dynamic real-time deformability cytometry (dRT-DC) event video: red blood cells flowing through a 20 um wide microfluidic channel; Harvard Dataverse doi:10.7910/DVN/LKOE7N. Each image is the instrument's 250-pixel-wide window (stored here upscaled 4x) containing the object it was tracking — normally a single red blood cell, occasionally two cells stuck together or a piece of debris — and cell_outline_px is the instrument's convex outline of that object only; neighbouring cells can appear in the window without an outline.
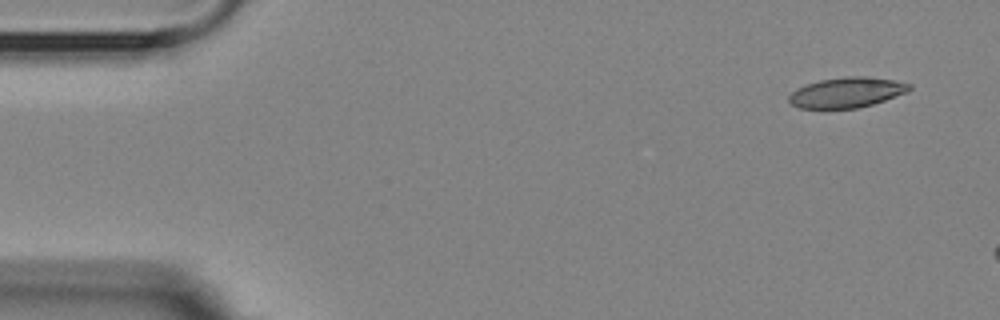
{"species": "Egyptian fruit bat (a non-hibernating species)", "species_latin": "Rousettus aegyptiacus", "temperature_condition": "room temperature", "stored_images_in_passage": 4, "camera_frame_rate_fps": 3000, "um_per_image_px": 0.085, "animal": {"sex": "female"}, "frame": {"image": 1, "passage_image": 1, "time_ms": 0.0, "image_size_px": [1000, 320], "cell_outline_px": [[912, 88], [908, 92], [872, 104], [856, 108], [800, 108], [792, 104], [788, 100], [788, 96], [796, 88], [820, 80], [848, 76], [868, 76], [892, 80], [912, 84]], "centroid_in_image_um": [71.98, 7.85], "position_along_channel_um": 13.0, "area_um2": 21.1}}